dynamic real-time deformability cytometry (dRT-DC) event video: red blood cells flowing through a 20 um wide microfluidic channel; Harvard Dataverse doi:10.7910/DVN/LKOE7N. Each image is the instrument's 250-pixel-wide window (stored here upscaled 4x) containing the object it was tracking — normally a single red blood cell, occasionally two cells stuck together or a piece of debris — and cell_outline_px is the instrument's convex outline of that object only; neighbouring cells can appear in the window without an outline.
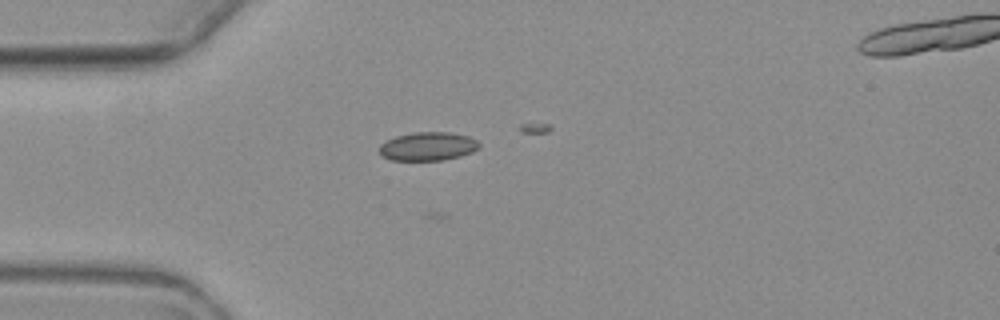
{"species": "common noctule bat (a hibernating species)", "species_latin": "Nyctalus noctula", "temperature_condition": "warm", "stored_images_in_passage": 5, "camera_frame_rate_fps": 3000, "um_per_image_px": 0.085, "animal": {"sex": "female", "body_mass_g": 19.3, "forearm_length_mm": 54.1}, "frame": {"image": 1, "passage_image": 3, "time_ms": 3.333, "image_size_px": [1000, 320], "cell_outline_px": [[480, 148], [472, 152], [460, 156], [444, 160], [392, 160], [380, 156], [380, 144], [396, 136], [416, 132], [452, 132], [468, 136], [476, 140], [480, 144]], "centroid_in_image_um": [36.39, 12.44], "position_along_channel_um": 48.6, "area_um2": 16.65}}